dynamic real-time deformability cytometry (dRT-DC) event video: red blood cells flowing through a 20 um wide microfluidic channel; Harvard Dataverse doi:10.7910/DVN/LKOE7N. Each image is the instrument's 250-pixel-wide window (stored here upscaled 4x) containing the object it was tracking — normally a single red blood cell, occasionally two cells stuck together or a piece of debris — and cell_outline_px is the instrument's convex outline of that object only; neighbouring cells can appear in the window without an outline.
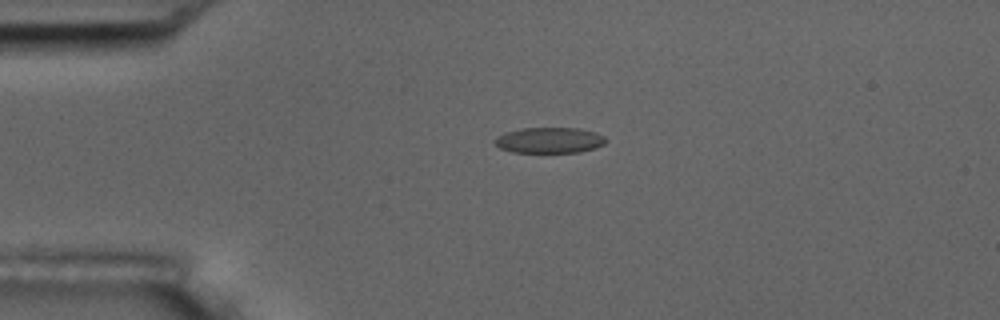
{"species": "common noctule bat (a hibernating species)", "species_latin": "Nyctalus noctula", "temperature_condition": "room temperature", "stored_images_in_passage": 4, "camera_frame_rate_fps": 3000, "um_per_image_px": 0.085, "animal": {"sex": "male", "body_mass_g": 17.5, "forearm_length_mm": 52.3}, "frame": {"image": 1, "passage_image": 2, "time_ms": 0.333, "image_size_px": [1000, 320], "cell_outline_px": [[608, 140], [604, 144], [596, 148], [580, 152], [512, 152], [500, 148], [496, 144], [496, 136], [504, 132], [520, 128], [580, 128], [596, 132], [604, 136]], "centroid_in_image_um": [46.73, 11.91], "position_along_channel_um": 38.3, "area_um2": 16.76}}
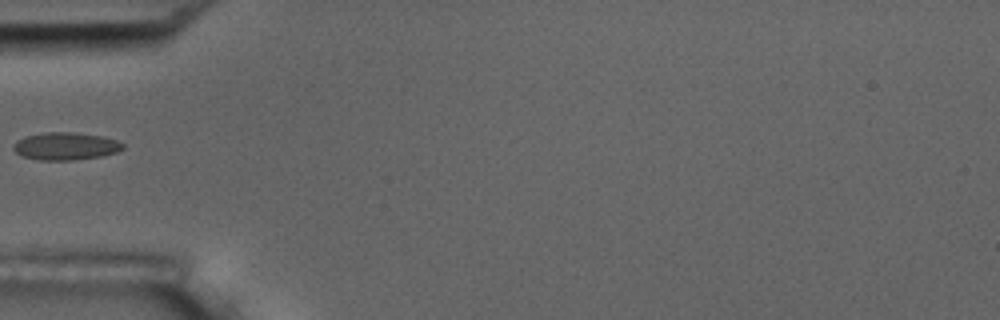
{"frame": {"image": 2, "passage_image": 4, "time_ms": 1.0, "image_size_px": [1000, 320], "cell_outline_px": [[124, 148], [116, 152], [100, 156], [72, 160], [40, 160], [20, 156], [12, 148], [12, 144], [16, 140], [24, 136], [44, 132], [72, 132], [100, 136], [116, 140], [124, 144]], "centroid_in_image_um": [5.51, 12.42], "position_along_channel_um": 79.5, "area_um2": 17.63}}